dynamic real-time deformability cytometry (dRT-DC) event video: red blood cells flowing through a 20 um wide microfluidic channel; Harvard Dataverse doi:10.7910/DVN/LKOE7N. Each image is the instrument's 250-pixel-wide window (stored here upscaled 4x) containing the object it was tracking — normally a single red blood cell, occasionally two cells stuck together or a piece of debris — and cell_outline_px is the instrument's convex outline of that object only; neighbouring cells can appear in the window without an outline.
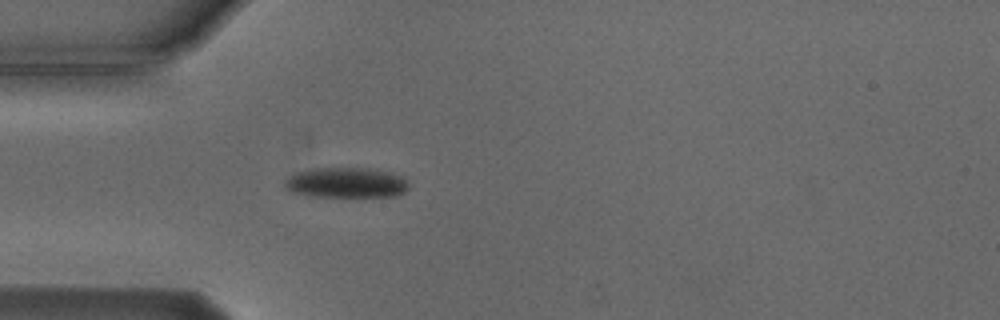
{"species": "Egyptian fruit bat (a non-hibernating species)", "species_latin": "Rousettus aegyptiacus", "temperature_condition": "cold", "stored_images_in_passage": 1, "camera_frame_rate_fps": 3000, "um_per_image_px": 0.085, "animal": {"sex": "male"}, "frame": {"image": 1, "passage_image": 1, "time_ms": 0.0, "image_size_px": [1000, 320], "cell_outline_px": [[408, 188], [404, 192], [396, 196], [308, 196], [288, 192], [284, 188], [284, 180], [288, 176], [296, 172], [316, 168], [364, 168], [404, 176], [408, 180]], "centroid_in_image_um": [29.36, 15.54], "position_along_channel_um": 55.6, "area_um2": 21.96}}